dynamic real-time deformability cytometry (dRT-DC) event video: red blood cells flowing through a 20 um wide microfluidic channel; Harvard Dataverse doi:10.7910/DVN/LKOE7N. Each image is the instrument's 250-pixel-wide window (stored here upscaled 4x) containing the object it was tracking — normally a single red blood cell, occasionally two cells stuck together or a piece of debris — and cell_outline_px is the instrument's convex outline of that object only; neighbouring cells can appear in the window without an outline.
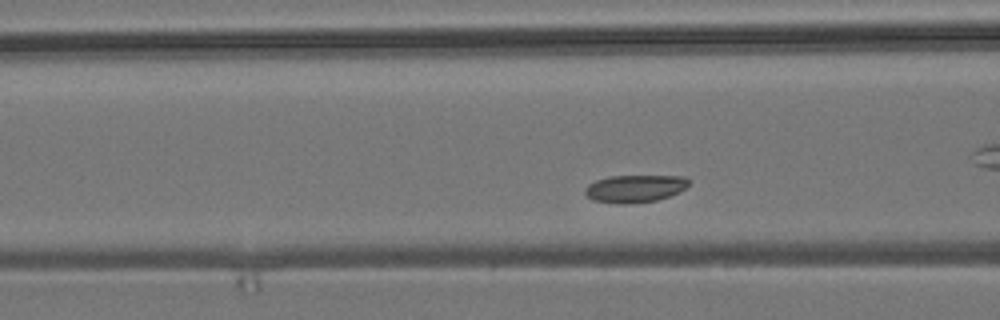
{"species": "common noctule bat (a hibernating species)", "species_latin": "Nyctalus noctula", "temperature_condition": "room temperature", "stored_images_in_passage": 55, "camera_frame_rate_fps": 3000, "um_per_image_px": 0.085, "animal": {"sex": "male", "body_mass_g": 19.2, "forearm_length_mm": 51.8}, "frame": {"image": 1, "passage_image": 18, "time_ms": 5.667, "image_size_px": [1000, 320], "cell_outline_px": [[692, 180], [684, 188], [668, 196], [656, 200], [624, 204], [592, 200], [584, 192], [584, 188], [588, 184], [596, 180], [608, 176], [684, 176]], "centroid_in_image_um": [53.94, 16.01], "position_along_channel_um": 112.7, "area_um2": 16.47}}
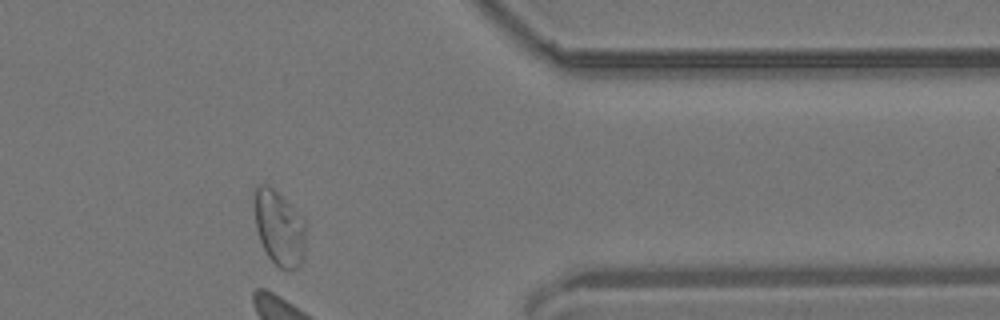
{"frame": {"image": 2, "passage_image": 45, "time_ms": 14.667, "image_size_px": [1000, 320], "cell_outline_px": [[304, 252], [300, 264], [296, 268], [280, 268], [268, 256], [260, 240], [256, 228], [256, 184], [268, 184], [304, 216]], "centroid_in_image_um": [23.75, 19.35], "position_along_channel_um": 387.6, "area_um2": 21.96}}
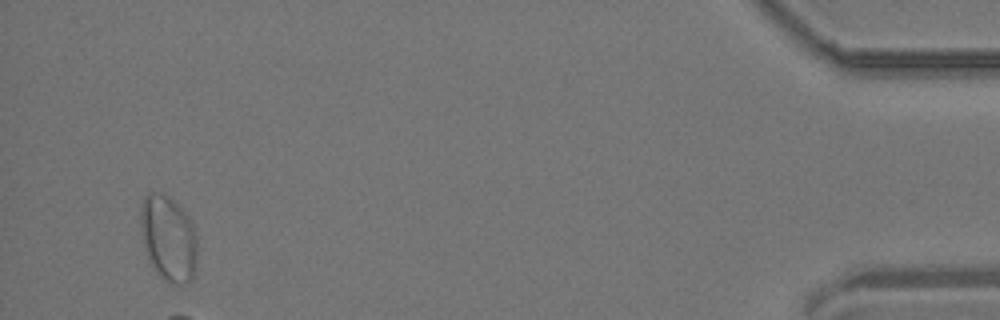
{"frame": {"image": 3, "passage_image": 53, "time_ms": 17.333, "image_size_px": [1000, 320], "cell_outline_px": [[196, 268], [192, 280], [188, 284], [172, 284], [164, 280], [156, 272], [144, 248], [140, 224], [140, 208], [144, 196], [148, 192], [160, 192], [168, 196], [188, 216], [192, 224], [196, 236]], "centroid_in_image_um": [14.31, 20.27], "position_along_channel_um": 420.9, "area_um2": 28.44}}